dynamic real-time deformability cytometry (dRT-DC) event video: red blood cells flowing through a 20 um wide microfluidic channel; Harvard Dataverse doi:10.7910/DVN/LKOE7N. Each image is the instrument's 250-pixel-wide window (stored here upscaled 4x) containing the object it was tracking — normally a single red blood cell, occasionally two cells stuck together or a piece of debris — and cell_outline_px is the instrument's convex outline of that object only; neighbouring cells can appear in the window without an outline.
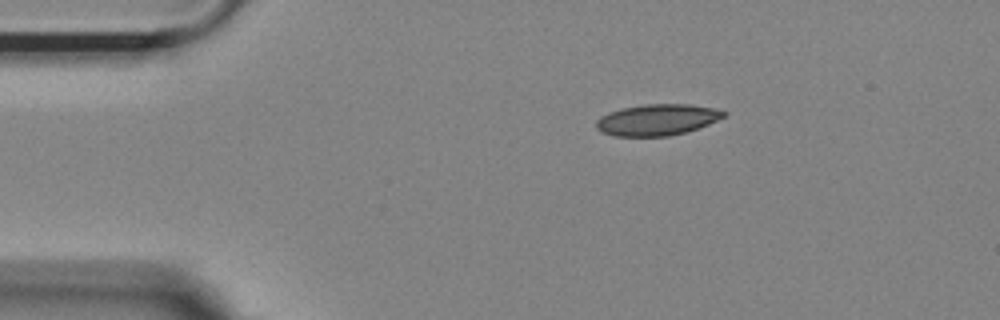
{"species": "Egyptian fruit bat (a non-hibernating species)", "species_latin": "Rousettus aegyptiacus", "temperature_condition": "room temperature", "stored_images_in_passage": 38, "camera_frame_rate_fps": 3000, "um_per_image_px": 0.085, "animal": {"sex": "female"}, "frame": {"image": 1, "passage_image": 1, "time_ms": 0.0, "image_size_px": [1000, 320], "cell_outline_px": [[728, 112], [724, 116], [708, 124], [684, 132], [668, 136], [616, 136], [600, 132], [596, 128], [596, 120], [600, 116], [608, 112], [620, 108], [644, 104], [688, 104], [716, 108]], "centroid_in_image_um": [55.82, 10.17], "position_along_channel_um": 29.2, "area_um2": 23.24}}
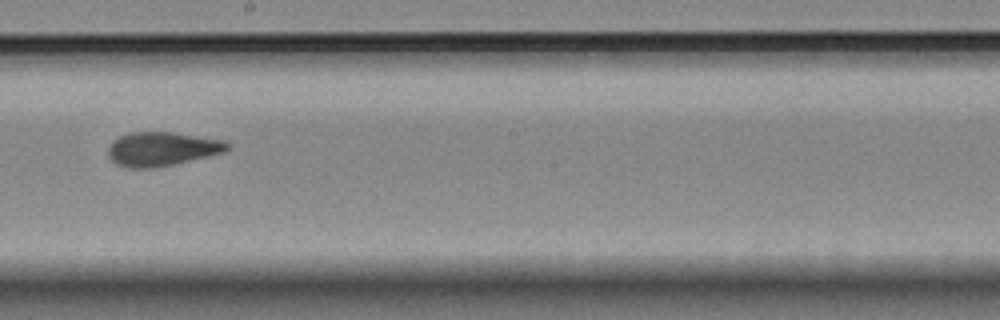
{"frame": {"image": 2, "passage_image": 22, "time_ms": 7.0, "image_size_px": [1000, 320], "cell_outline_px": [[232, 148], [224, 152], [208, 156], [172, 164], [152, 168], [128, 168], [116, 164], [108, 156], [108, 148], [112, 140], [128, 132], [172, 132], [228, 140], [232, 144]], "centroid_in_image_um": [13.8, 12.64], "position_along_channel_um": 234.4, "area_um2": 23.87}}
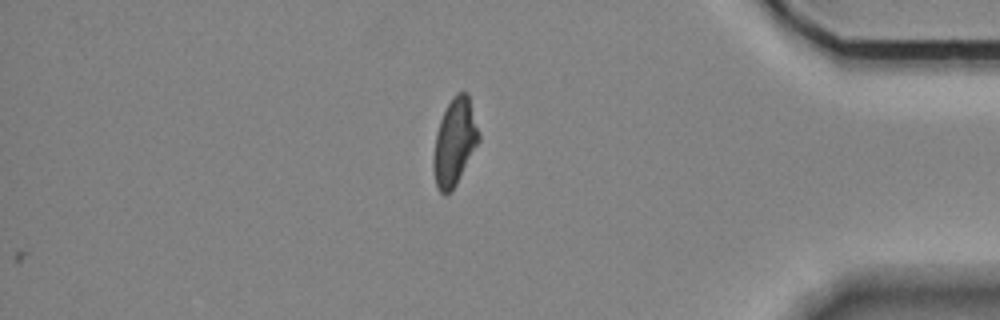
{"frame": {"image": 3, "passage_image": 38, "time_ms": 12.333, "image_size_px": [1000, 320], "cell_outline_px": [[480, 140], [456, 184], [444, 196], [440, 192], [436, 184], [432, 168], [432, 160], [436, 132], [440, 120], [452, 96], [460, 92], [468, 92], [480, 132]], "centroid_in_image_um": [38.64, 12.05], "position_along_channel_um": 396.6, "area_um2": 23.0}, "authors_computed_cell_mechanics": {"area_um2": 23.409, "velocity_mm_per_s": 3.6261, "shape_relaxation_time_tau1_ms": null, "shape_relaxation_time_tau2_ms": 1.4597, "deformation_change_tau1": null, "deformation_change_tau2": 0.0749}}